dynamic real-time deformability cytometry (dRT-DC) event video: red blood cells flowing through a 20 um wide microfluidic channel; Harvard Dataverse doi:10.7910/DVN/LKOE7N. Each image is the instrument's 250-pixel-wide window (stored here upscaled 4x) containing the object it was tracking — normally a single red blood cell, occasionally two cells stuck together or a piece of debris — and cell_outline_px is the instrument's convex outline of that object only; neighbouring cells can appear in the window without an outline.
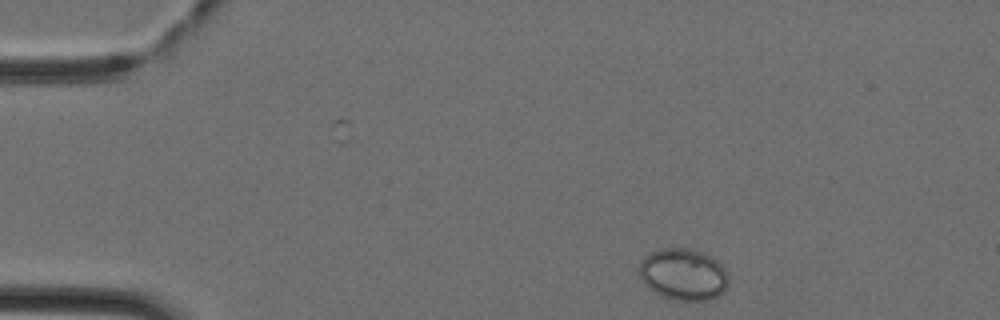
{"species": "Egyptian fruit bat (a non-hibernating species)", "species_latin": "Rousettus aegyptiacus", "temperature_condition": "cold", "stored_images_in_passage": 4, "camera_frame_rate_fps": 3000, "um_per_image_px": 0.085, "animal": {"sex": "female"}, "frame": {"image": 1, "passage_image": 4, "time_ms": 1.0, "image_size_px": [1000, 320], "cell_outline_px": [[728, 288], [720, 296], [708, 300], [676, 300], [660, 296], [648, 288], [644, 284], [640, 276], [640, 260], [648, 252], [660, 248], [692, 248], [704, 252], [712, 256], [724, 268], [728, 276]], "centroid_in_image_um": [58.09, 23.31], "position_along_channel_um": 26.9, "area_um2": 27.46}}